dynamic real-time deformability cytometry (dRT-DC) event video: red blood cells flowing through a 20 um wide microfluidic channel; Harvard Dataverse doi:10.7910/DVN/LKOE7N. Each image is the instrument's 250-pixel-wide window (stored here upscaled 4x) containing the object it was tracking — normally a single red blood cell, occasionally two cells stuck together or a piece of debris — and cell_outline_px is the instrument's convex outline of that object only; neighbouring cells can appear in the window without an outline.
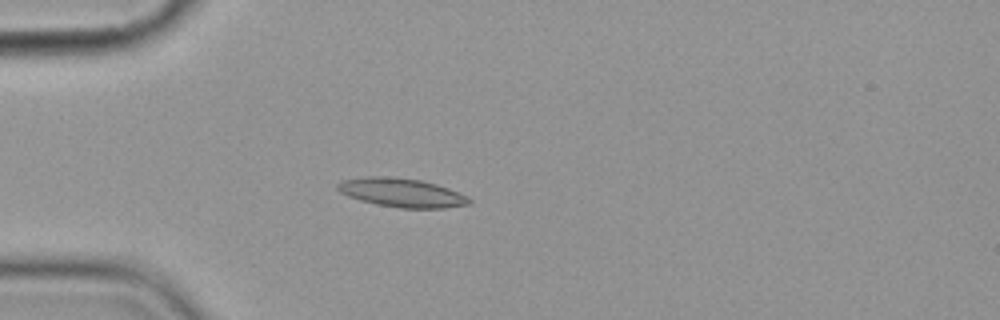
{"species": "common noctule bat (a hibernating species)", "species_latin": "Nyctalus noctula", "temperature_condition": "cold", "stored_images_in_passage": 5, "camera_frame_rate_fps": 3000, "um_per_image_px": 0.085, "animal": {"sex": "female", "body_mass_g": 19.9}, "frame": {"image": 1, "passage_image": 4, "time_ms": 3.667, "image_size_px": [1000, 320], "cell_outline_px": [[472, 204], [444, 208], [400, 208], [376, 204], [360, 200], [348, 196], [340, 192], [336, 188], [336, 184], [340, 180], [368, 176], [380, 176], [420, 180], [436, 184], [448, 188], [472, 200]], "centroid_in_image_um": [34.1, 16.38], "position_along_channel_um": 50.9, "area_um2": 21.96}}